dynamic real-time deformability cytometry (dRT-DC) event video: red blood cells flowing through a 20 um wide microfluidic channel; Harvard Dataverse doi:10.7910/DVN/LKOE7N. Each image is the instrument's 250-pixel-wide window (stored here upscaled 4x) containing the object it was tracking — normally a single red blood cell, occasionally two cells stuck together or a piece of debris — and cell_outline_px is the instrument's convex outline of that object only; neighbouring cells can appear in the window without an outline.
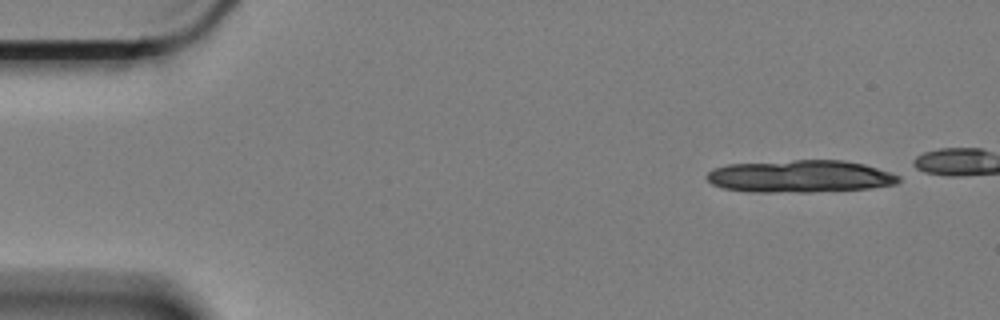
{"species": "Egyptian fruit bat (a non-hibernating species)", "species_latin": "Rousettus aegyptiacus", "temperature_condition": "cold", "stored_images_in_passage": 12, "camera_frame_rate_fps": 3000, "um_per_image_px": 0.085, "animal": {"sex": "female"}, "frame": {"image": 1, "passage_image": 1, "time_ms": 0.0, "image_size_px": [1000, 320], "cell_outline_px": [[900, 180], [896, 184], [872, 188], [812, 192], [748, 192], [724, 188], [712, 184], [704, 176], [708, 172], [716, 168], [728, 164], [796, 160], [844, 160], [864, 164], [900, 176]], "centroid_in_image_um": [68.0, 14.99], "position_along_channel_um": 17.0, "area_um2": 36.18}}